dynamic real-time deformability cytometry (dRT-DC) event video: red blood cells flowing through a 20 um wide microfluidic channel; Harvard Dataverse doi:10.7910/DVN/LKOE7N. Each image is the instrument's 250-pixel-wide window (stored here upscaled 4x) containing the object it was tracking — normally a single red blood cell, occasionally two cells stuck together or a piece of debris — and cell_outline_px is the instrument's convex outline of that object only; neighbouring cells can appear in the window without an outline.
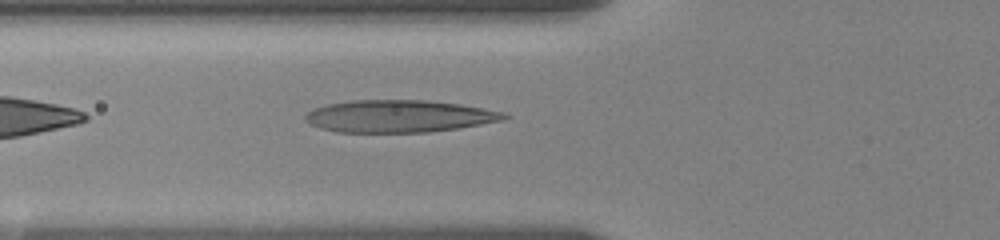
{"species": "human", "species_latin": "Homo sapiens", "temperature_condition": "room temperature", "stored_images_in_passage": 38, "camera_frame_rate_fps": 3000, "um_per_image_px": 0.085, "donor": {"sex": "female"}, "frame": {"image": 1, "passage_image": 6, "time_ms": 0.667, "image_size_px": [1000, 240], "cell_outline_px": [[508, 116], [504, 120], [460, 128], [428, 132], [336, 132], [320, 128], [304, 120], [304, 116], [308, 112], [316, 108], [328, 104], [352, 100], [428, 100], [460, 104], [504, 112]], "centroid_in_image_um": [33.93, 9.88], "position_along_channel_um": 91.9, "area_um2": 37.34}}
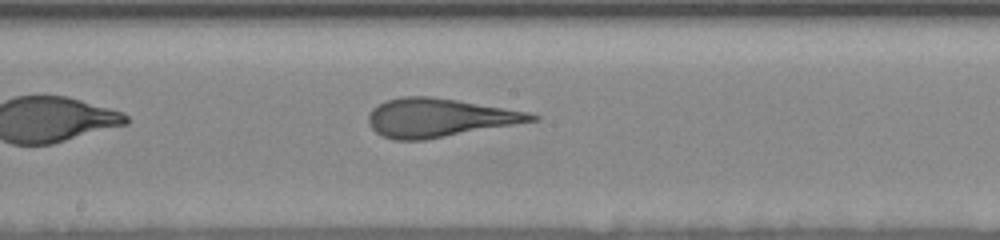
{"frame": {"image": 2, "passage_image": 18, "time_ms": 4.0, "image_size_px": [1000, 240], "cell_outline_px": [[540, 116], [536, 120], [424, 140], [392, 140], [376, 132], [368, 124], [368, 116], [372, 108], [384, 100], [404, 96], [432, 96], [528, 112]], "centroid_in_image_um": [37.25, 10.0], "position_along_channel_um": 211.0, "area_um2": 36.24}}
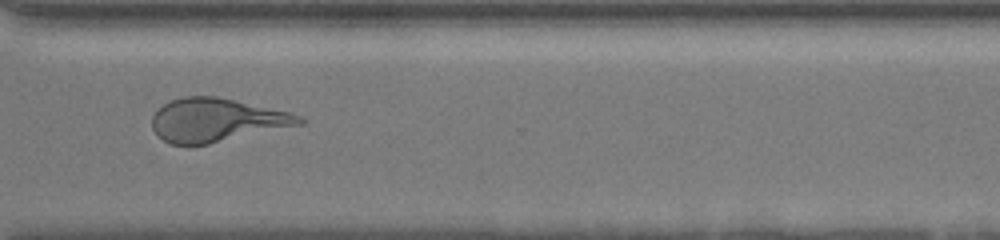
{"frame": {"image": 3, "passage_image": 37, "time_ms": 8.0, "image_size_px": [1000, 240], "cell_outline_px": [[308, 120], [304, 124], [208, 144], [172, 144], [164, 140], [152, 128], [152, 116], [164, 104], [172, 100], [184, 96], [216, 96], [292, 112]], "centroid_in_image_um": [18.47, 10.2], "position_along_channel_um": 352.1, "area_um2": 37.11}}